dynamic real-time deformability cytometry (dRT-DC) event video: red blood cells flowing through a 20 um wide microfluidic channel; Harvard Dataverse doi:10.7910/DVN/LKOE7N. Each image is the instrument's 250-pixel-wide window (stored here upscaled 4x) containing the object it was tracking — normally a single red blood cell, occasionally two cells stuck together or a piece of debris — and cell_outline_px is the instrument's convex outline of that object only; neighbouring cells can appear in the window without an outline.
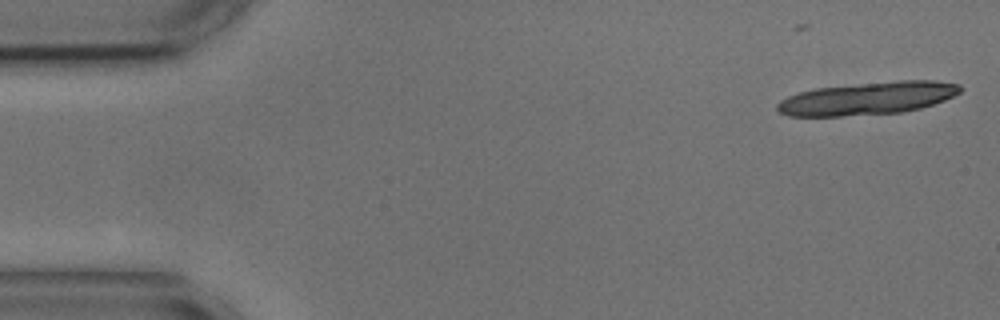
{"species": "common noctule bat (a hibernating species)", "species_latin": "Nyctalus noctula", "temperature_condition": "cold", "stored_images_in_passage": 2, "camera_frame_rate_fps": 3000, "um_per_image_px": 0.085, "animal": {"sex": "male", "body_mass_g": 17.9, "forearm_length_mm": 54.2}, "frame": {"image": 1, "passage_image": 2, "time_ms": 0.333, "image_size_px": [1000, 320], "cell_outline_px": [[964, 88], [960, 92], [944, 100], [920, 108], [904, 112], [840, 116], [788, 116], [780, 112], [776, 108], [776, 104], [780, 100], [788, 96], [800, 92], [816, 88], [900, 80], [936, 80], [960, 84]], "centroid_in_image_um": [73.77, 8.36], "position_along_channel_um": 11.2, "area_um2": 34.85}}